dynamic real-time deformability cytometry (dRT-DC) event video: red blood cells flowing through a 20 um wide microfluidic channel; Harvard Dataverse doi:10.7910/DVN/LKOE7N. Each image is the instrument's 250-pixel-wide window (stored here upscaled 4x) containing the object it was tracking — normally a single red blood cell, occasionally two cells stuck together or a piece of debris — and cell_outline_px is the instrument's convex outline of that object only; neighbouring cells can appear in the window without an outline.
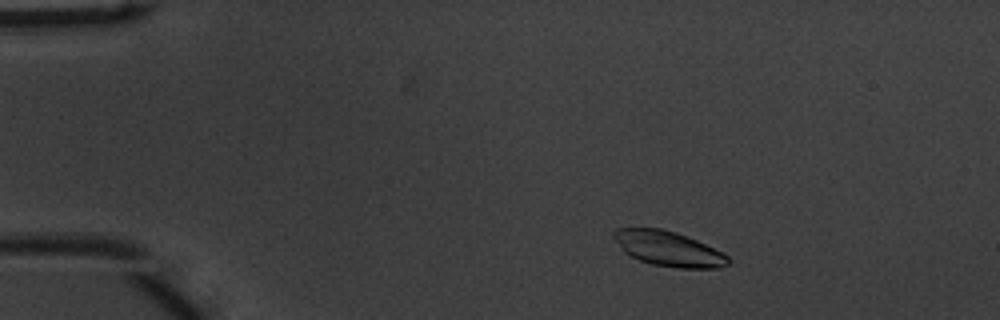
{"species": "common noctule bat (a hibernating species)", "species_latin": "Nyctalus noctula", "temperature_condition": "warm", "stored_images_in_passage": 51, "camera_frame_rate_fps": 3000, "um_per_image_px": 0.085, "animal": {"sex": "male", "body_mass_g": 20.1, "forearm_length_mm": 53.5}, "frame": {"image": 1, "passage_image": 7, "time_ms": 2.0, "image_size_px": [1000, 320], "cell_outline_px": [[732, 260], [728, 264], [720, 268], [676, 268], [652, 264], [640, 260], [624, 252], [612, 236], [612, 232], [616, 228], [660, 228], [676, 232], [696, 240], [728, 256]], "centroid_in_image_um": [56.8, 21.14], "position_along_channel_um": 28.2, "area_um2": 23.12}}
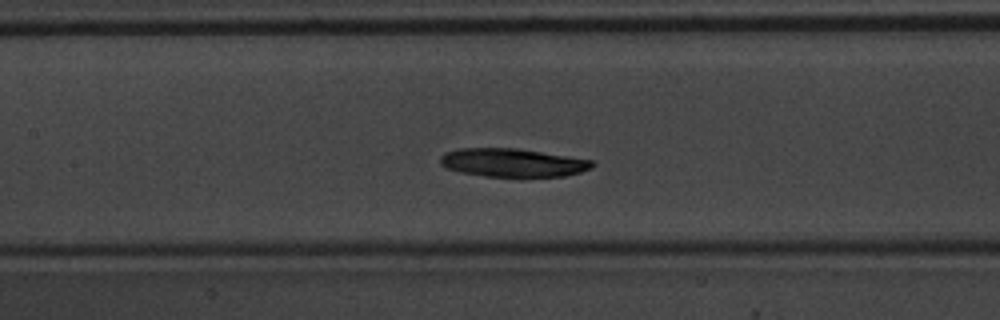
{"frame": {"image": 2, "passage_image": 23, "time_ms": 7.333, "image_size_px": [1000, 320], "cell_outline_px": [[596, 164], [592, 168], [580, 172], [564, 176], [484, 176], [460, 172], [448, 168], [440, 164], [440, 156], [444, 152], [460, 148], [516, 148], [568, 156], [592, 160]], "centroid_in_image_um": [43.57, 13.82], "position_along_channel_um": 163.8, "area_um2": 25.03}}
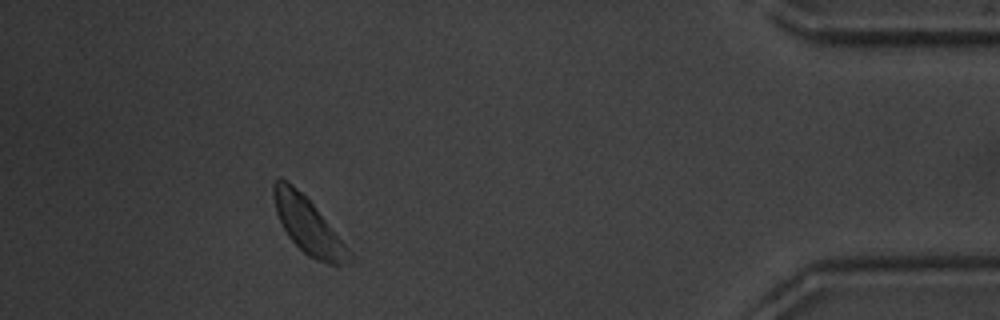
{"frame": {"image": 3, "passage_image": 46, "time_ms": 15.0, "image_size_px": [1000, 320], "cell_outline_px": [[352, 264], [328, 264], [316, 260], [308, 256], [288, 236], [276, 212], [272, 196], [272, 184], [276, 176], [280, 176], [292, 184], [308, 196], [352, 252]], "centroid_in_image_um": [26.19, 19.13], "position_along_channel_um": 409.0, "area_um2": 25.2}}